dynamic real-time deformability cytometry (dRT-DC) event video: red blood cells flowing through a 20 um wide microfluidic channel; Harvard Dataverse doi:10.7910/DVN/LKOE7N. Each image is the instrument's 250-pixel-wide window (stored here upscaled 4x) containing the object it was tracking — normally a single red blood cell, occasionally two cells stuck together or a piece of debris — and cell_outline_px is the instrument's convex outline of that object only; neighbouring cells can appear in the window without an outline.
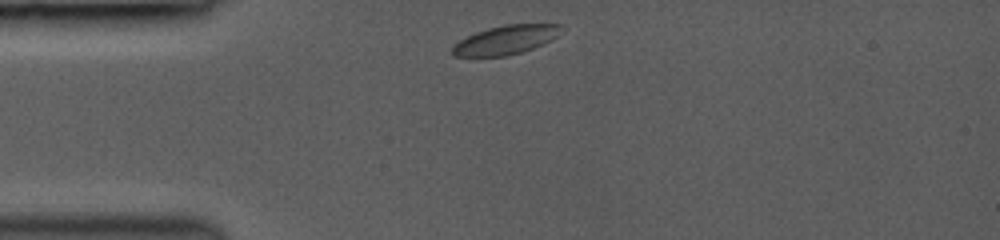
{"species": "common noctule bat (a hibernating species)", "species_latin": "Nyctalus noctula", "temperature_condition": "room temperature", "stored_images_in_passage": 2, "camera_frame_rate_fps": 3000, "um_per_image_px": 0.085, "animal": {"sex": "female", "body_mass_g": 19.0, "forearm_length_mm": 53.3}, "frame": {"image": 1, "passage_image": 1, "time_ms": 0.0, "image_size_px": [1000, 240], "cell_outline_px": [[560, 24], [556, 36], [552, 40], [544, 44], [508, 56], [452, 56], [452, 48], [460, 40], [476, 32], [488, 28], [504, 24]], "centroid_in_image_um": [42.96, 3.39], "position_along_channel_um": 42.0, "area_um2": 18.03}}